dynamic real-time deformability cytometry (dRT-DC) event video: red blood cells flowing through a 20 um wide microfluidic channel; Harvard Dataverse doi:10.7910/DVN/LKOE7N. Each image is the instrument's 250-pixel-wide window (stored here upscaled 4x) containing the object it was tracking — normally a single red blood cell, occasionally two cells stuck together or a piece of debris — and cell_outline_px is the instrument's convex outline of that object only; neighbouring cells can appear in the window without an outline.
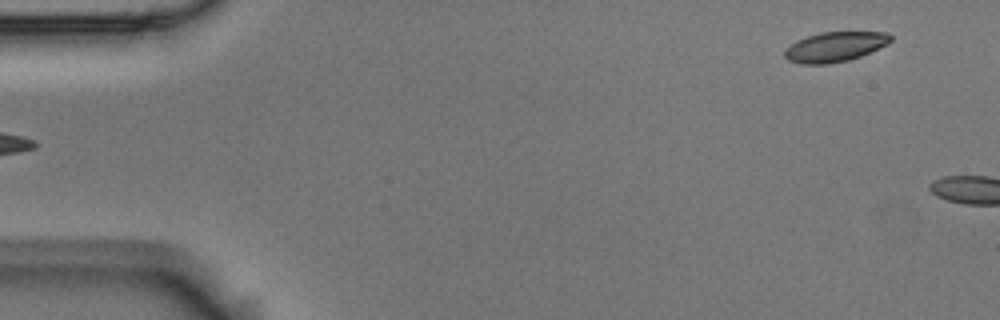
{"species": "Egyptian fruit bat (a non-hibernating species)", "species_latin": "Rousettus aegyptiacus", "temperature_condition": "room temperature", "stored_images_in_passage": 6, "segment_of_instrument_passage": [2, 2], "camera_frame_rate_fps": 3000, "um_per_image_px": 0.085, "animal": {"sex": "male"}, "frame": {"image": 1, "passage_image": 6, "time_ms": 1.667, "image_size_px": [1000, 320], "cell_outline_px": [[892, 40], [888, 44], [860, 56], [848, 60], [828, 64], [800, 64], [788, 60], [784, 56], [784, 52], [796, 40], [820, 32], [888, 32], [892, 36]], "centroid_in_image_um": [70.98, 3.98], "position_along_channel_um": 14.0, "area_um2": 18.38}}